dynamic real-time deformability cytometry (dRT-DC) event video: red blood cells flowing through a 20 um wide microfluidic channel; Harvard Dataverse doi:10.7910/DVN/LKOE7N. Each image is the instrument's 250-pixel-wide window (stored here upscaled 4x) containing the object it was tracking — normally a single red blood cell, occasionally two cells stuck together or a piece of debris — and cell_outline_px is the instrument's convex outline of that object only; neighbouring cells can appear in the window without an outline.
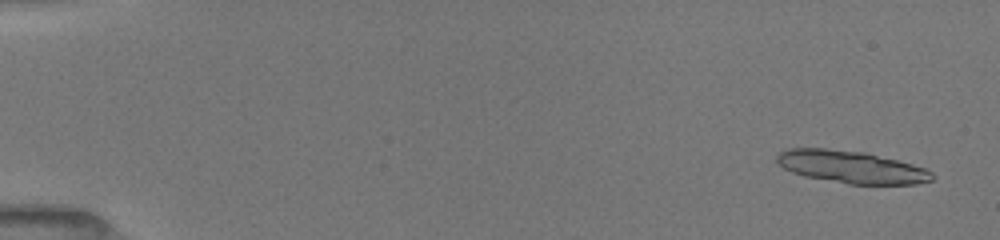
{"species": "common noctule bat (a hibernating species)", "species_latin": "Nyctalus noctula", "temperature_condition": "room temperature", "stored_images_in_passage": 3, "camera_frame_rate_fps": 3000, "um_per_image_px": 0.085, "animal": {"sex": "female", "body_mass_g": 19.5, "forearm_length_mm": 54.1}, "frame": {"image": 1, "passage_image": 2, "time_ms": 0.333, "image_size_px": [1000, 240], "cell_outline_px": [[920, 180], [900, 184], [860, 184], [796, 152], [836, 152], [872, 156], [904, 164], [916, 168]], "centroid_in_image_um": [73.55, 14.28], "position_along_channel_um": 11.5, "area_um2": 16.76}}